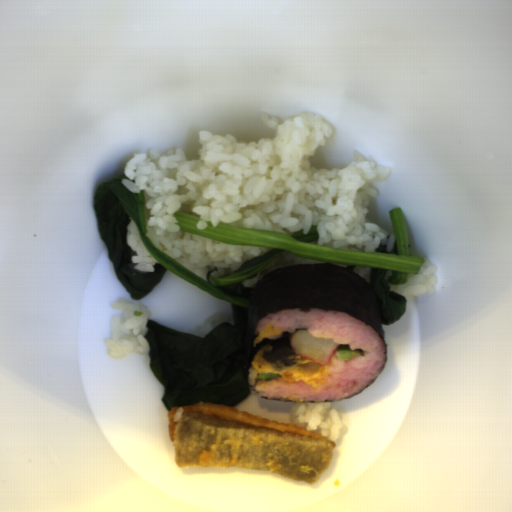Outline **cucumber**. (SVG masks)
Instances as JSON below:
<instances>
[{"instance_id": "8b760119", "label": "cucumber", "mask_w": 512, "mask_h": 512, "mask_svg": "<svg viewBox=\"0 0 512 512\" xmlns=\"http://www.w3.org/2000/svg\"><path fill=\"white\" fill-rule=\"evenodd\" d=\"M336 352L341 360L354 358L355 356H364L361 348L353 349L350 344L338 345Z\"/></svg>"}, {"instance_id": "586b57bf", "label": "cucumber", "mask_w": 512, "mask_h": 512, "mask_svg": "<svg viewBox=\"0 0 512 512\" xmlns=\"http://www.w3.org/2000/svg\"><path fill=\"white\" fill-rule=\"evenodd\" d=\"M281 376H282L281 373L272 372V371L258 372L255 380L268 382V381H272L277 378H281Z\"/></svg>"}]
</instances>
